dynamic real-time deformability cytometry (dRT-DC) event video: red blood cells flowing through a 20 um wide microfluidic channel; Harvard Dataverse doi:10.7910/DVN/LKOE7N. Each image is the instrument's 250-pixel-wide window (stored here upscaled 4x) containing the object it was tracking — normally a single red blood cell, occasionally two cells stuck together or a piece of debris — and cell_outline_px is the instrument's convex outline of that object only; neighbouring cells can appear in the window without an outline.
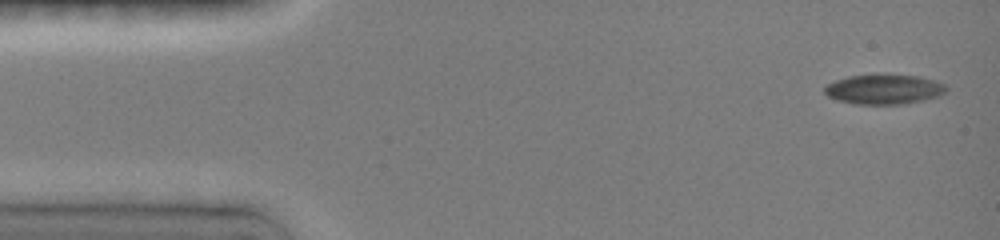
{"species": "common noctule bat (a hibernating species)", "species_latin": "Nyctalus noctula", "temperature_condition": "room temperature", "stored_images_in_passage": 13, "camera_frame_rate_fps": 3000, "um_per_image_px": 0.085, "animal": {"sex": "female", "body_mass_g": 19.0, "forearm_length_mm": 51.5}, "frame": {"image": 1, "passage_image": 1, "time_ms": 0.0, "image_size_px": [1000, 240], "cell_outline_px": [[948, 88], [944, 92], [936, 96], [924, 100], [904, 104], [856, 104], [836, 100], [828, 96], [824, 92], [824, 88], [828, 84], [836, 80], [848, 76], [880, 72], [884, 72], [920, 76], [944, 84]], "centroid_in_image_um": [75.11, 7.55], "position_along_channel_um": 9.9, "area_um2": 21.68}}
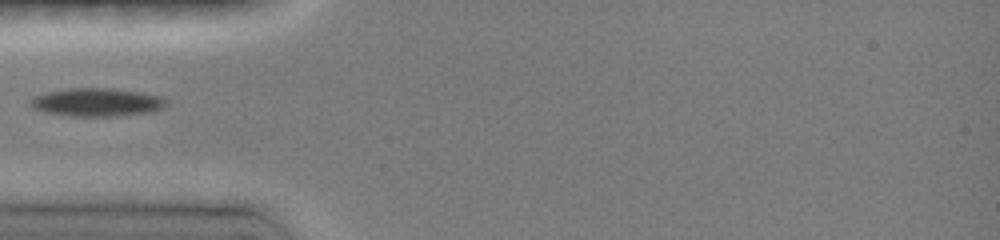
{"frame": {"image": 2, "passage_image": 10, "time_ms": 4.333, "image_size_px": [1000, 240], "cell_outline_px": [[168, 104], [164, 108], [152, 112], [120, 116], [68, 116], [44, 112], [32, 108], [28, 104], [36, 96], [48, 92], [72, 88], [108, 88], [140, 92], [160, 96], [168, 100]], "centroid_in_image_um": [8.28, 8.7], "position_along_channel_um": 76.7, "area_um2": 22.43}}
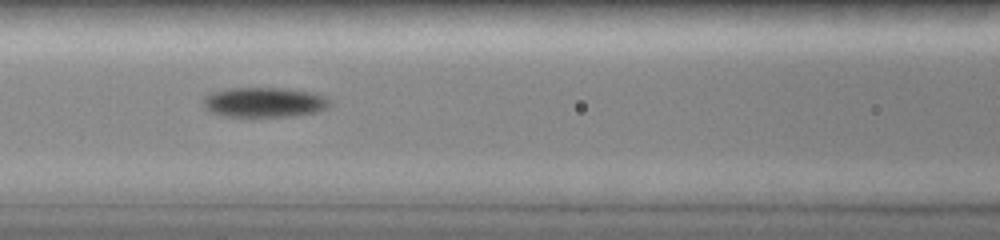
{"frame": {"image": 3, "passage_image": 12, "time_ms": 6.0, "image_size_px": [1000, 240], "cell_outline_px": [[328, 104], [320, 112], [292, 116], [224, 116], [208, 112], [204, 104], [204, 100], [208, 96], [216, 92], [232, 88], [284, 88], [308, 92], [324, 96], [328, 100]], "centroid_in_image_um": [22.46, 8.71], "position_along_channel_um": 144.1, "area_um2": 21.56}}